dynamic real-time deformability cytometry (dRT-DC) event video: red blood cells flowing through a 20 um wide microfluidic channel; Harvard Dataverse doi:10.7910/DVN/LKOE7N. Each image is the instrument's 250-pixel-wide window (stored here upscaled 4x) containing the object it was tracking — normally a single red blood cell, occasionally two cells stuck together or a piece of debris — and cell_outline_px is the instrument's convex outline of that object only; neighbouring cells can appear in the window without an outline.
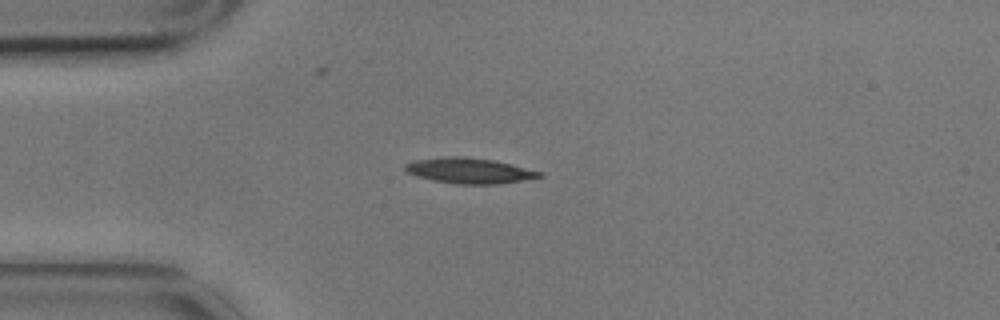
{"species": "common noctule bat (a hibernating species)", "species_latin": "Nyctalus noctula", "temperature_condition": "cold", "stored_images_in_passage": 7, "camera_frame_rate_fps": 3000, "um_per_image_px": 0.085, "animal": {"sex": "male", "body_mass_g": 17.9}, "frame": {"image": 1, "passage_image": 1, "time_ms": 0.0, "image_size_px": [1000, 320], "cell_outline_px": [[544, 176], [496, 184], [460, 184], [432, 180], [416, 176], [408, 172], [404, 168], [404, 164], [416, 160], [444, 156], [464, 156], [492, 160], [540, 172]], "centroid_in_image_um": [39.81, 14.5], "position_along_channel_um": 45.2, "area_um2": 19.54}}
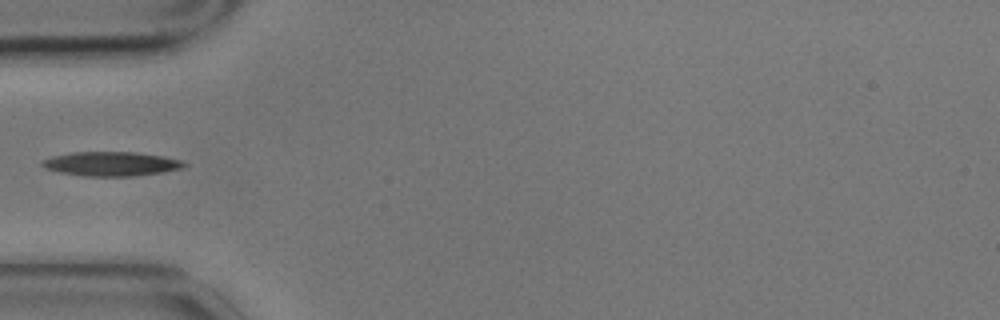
{"frame": {"image": 2, "passage_image": 2, "time_ms": 0.333, "image_size_px": [1000, 320], "cell_outline_px": [[188, 164], [180, 168], [160, 172], [132, 176], [84, 176], [60, 172], [44, 168], [40, 164], [44, 160], [52, 156], [72, 152], [136, 152], [164, 156], [184, 160]], "centroid_in_image_um": [9.46, 13.92], "position_along_channel_um": 75.5, "area_um2": 20.0}}